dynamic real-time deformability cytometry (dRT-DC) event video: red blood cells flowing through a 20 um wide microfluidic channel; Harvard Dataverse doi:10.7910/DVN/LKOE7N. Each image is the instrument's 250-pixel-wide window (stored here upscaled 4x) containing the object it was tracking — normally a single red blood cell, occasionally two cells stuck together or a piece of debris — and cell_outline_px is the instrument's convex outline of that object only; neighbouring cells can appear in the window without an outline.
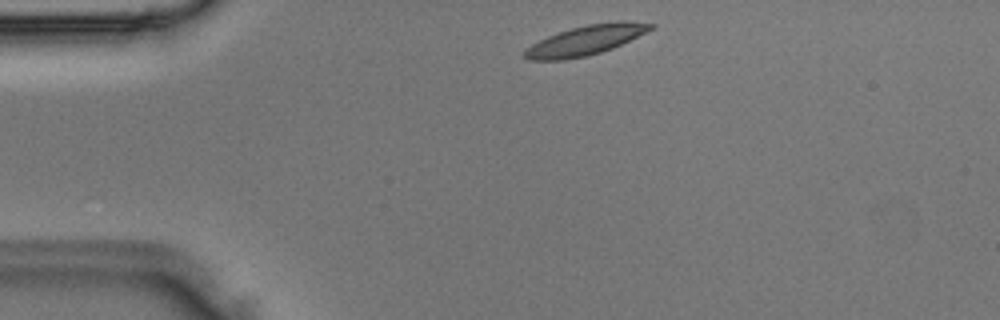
{"species": "Egyptian fruit bat (a non-hibernating species)", "species_latin": "Rousettus aegyptiacus", "temperature_condition": "room temperature", "stored_images_in_passage": 41, "camera_frame_rate_fps": 3000, "um_per_image_px": 0.085, "animal": {"sex": "male"}, "frame": {"image": 1, "passage_image": 2, "time_ms": 0.333, "image_size_px": [1000, 320], "cell_outline_px": [[656, 28], [612, 48], [588, 56], [564, 60], [528, 60], [520, 56], [532, 44], [548, 36], [572, 28], [588, 24], [620, 20], [624, 20], [656, 24]], "centroid_in_image_um": [49.81, 3.42], "position_along_channel_um": 35.2, "area_um2": 21.85}}
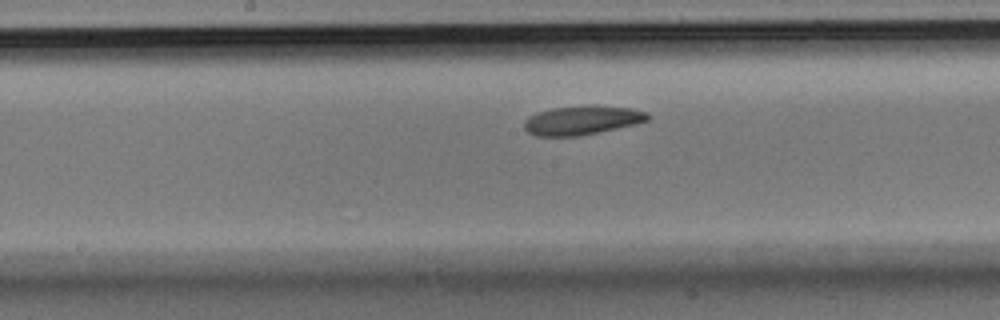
{"frame": {"image": 2, "passage_image": 17, "time_ms": 5.333, "image_size_px": [1000, 320], "cell_outline_px": [[652, 116], [648, 120], [636, 124], [580, 136], [536, 136], [528, 132], [524, 128], [524, 120], [528, 116], [536, 112], [552, 108], [588, 104], [596, 104], [632, 108], [648, 112]], "centroid_in_image_um": [49.5, 10.19], "position_along_channel_um": 198.7, "area_um2": 21.44}}
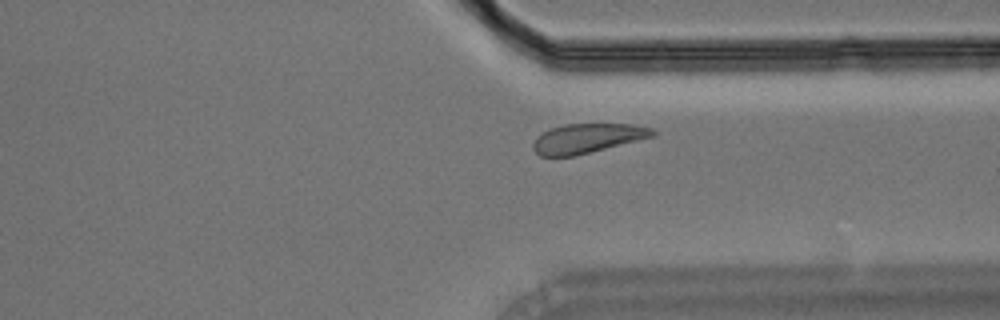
{"frame": {"image": 3, "passage_image": 29, "time_ms": 9.333, "image_size_px": [1000, 320], "cell_outline_px": [[656, 132], [652, 136], [576, 156], [540, 156], [532, 148], [532, 144], [536, 136], [552, 128], [564, 124], [632, 124], [656, 128]], "centroid_in_image_um": [49.9, 11.75], "position_along_channel_um": 361.5, "area_um2": 20.4}}